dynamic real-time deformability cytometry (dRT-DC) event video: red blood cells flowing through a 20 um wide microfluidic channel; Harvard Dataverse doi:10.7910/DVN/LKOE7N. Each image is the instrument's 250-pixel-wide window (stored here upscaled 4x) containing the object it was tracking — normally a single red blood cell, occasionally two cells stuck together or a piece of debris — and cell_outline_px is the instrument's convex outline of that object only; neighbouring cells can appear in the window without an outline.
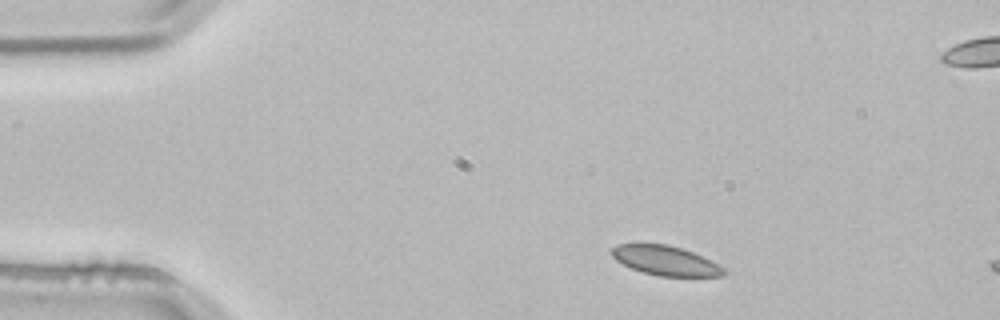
{"species": "common noctule bat (a hibernating species)", "species_latin": "Nyctalus noctula", "temperature_condition": "room temperature", "stored_images_in_passage": 3, "camera_frame_rate_fps": 3000, "um_per_image_px": 0.085, "animal": {"sex": "male", "body_mass_g": 21.5, "forearm_length_mm": 52.0}, "frame": {"image": 1, "passage_image": 1, "time_ms": 0.0, "image_size_px": [1000, 320], "cell_outline_px": [[728, 272], [724, 276], [660, 276], [644, 272], [632, 268], [616, 260], [608, 252], [616, 244], [668, 244], [684, 248], [724, 268]], "centroid_in_image_um": [56.54, 22.14], "position_along_channel_um": 28.5, "area_um2": 19.13}}